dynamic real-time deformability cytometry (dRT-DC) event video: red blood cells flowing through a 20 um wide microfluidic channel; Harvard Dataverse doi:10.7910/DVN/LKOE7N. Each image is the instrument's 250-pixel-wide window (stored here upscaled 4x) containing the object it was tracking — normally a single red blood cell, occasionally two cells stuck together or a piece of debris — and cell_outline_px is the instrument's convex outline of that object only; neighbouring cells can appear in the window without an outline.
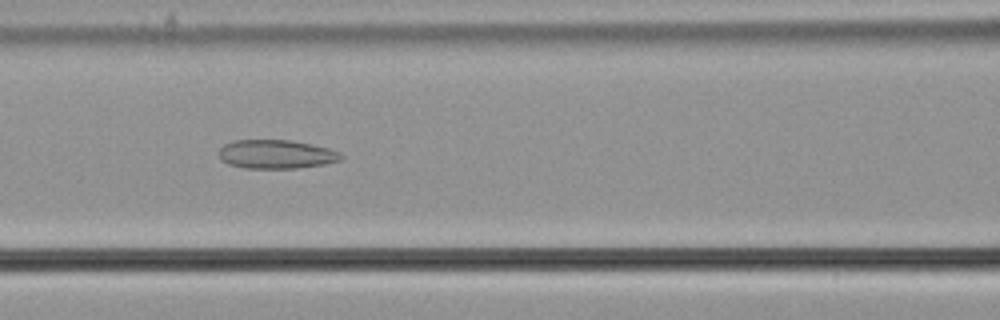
{"species": "common noctule bat (a hibernating species)", "species_latin": "Nyctalus noctula", "temperature_condition": "cold", "stored_images_in_passage": 56, "camera_frame_rate_fps": 3000, "um_per_image_px": 0.085, "animal": {"sex": "male", "body_mass_g": 21.5, "forearm_length_mm": 52.0}, "frame": {"image": 1, "passage_image": 25, "time_ms": 8.0, "image_size_px": [1000, 320], "cell_outline_px": [[344, 156], [340, 160], [324, 164], [296, 168], [244, 168], [228, 164], [220, 160], [220, 148], [224, 144], [232, 140], [292, 140], [312, 144], [328, 148], [340, 152]], "centroid_in_image_um": [23.47, 13.1], "position_along_channel_um": 143.1, "area_um2": 20.58}}
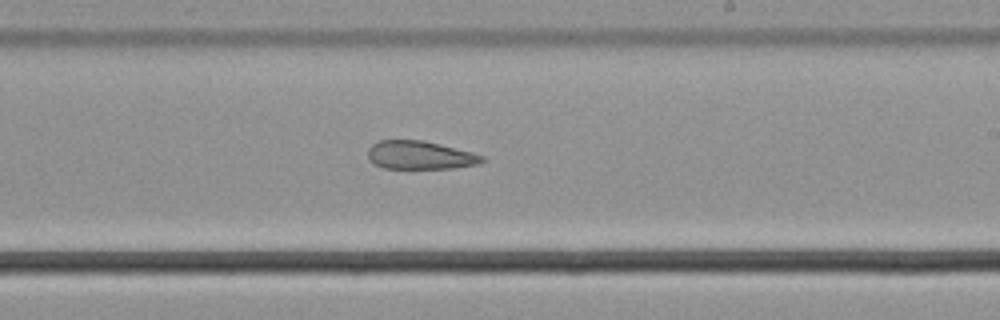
{"frame": {"image": 2, "passage_image": 34, "time_ms": 11.0, "image_size_px": [1000, 320], "cell_outline_px": [[484, 160], [480, 164], [452, 168], [384, 168], [368, 160], [368, 148], [372, 144], [380, 140], [424, 140], [472, 152], [484, 156]], "centroid_in_image_um": [35.7, 13.18], "position_along_channel_um": 253.3, "area_um2": 18.84}}
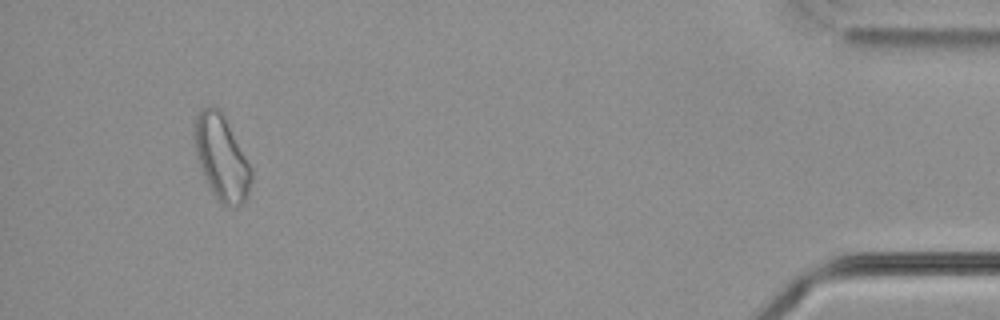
{"frame": {"image": 3, "passage_image": 53, "time_ms": 17.333, "image_size_px": [1000, 320], "cell_outline_px": [[252, 180], [248, 196], [244, 204], [228, 208], [216, 200], [200, 168], [192, 140], [192, 136], [196, 116], [200, 108], [212, 104], [224, 116], [252, 168]], "centroid_in_image_um": [18.81, 13.42], "position_along_channel_um": 416.4, "area_um2": 28.55}, "authors_computed_cell_mechanics": {"area_um2": 24.7673, "velocity_mm_per_s": 3.6885, "shape_relaxation_time_tau1_ms": null, "shape_relaxation_time_tau2_ms": 8.4542, "deformation_change_tau1": null, "deformation_change_tau2": 0.1749}}